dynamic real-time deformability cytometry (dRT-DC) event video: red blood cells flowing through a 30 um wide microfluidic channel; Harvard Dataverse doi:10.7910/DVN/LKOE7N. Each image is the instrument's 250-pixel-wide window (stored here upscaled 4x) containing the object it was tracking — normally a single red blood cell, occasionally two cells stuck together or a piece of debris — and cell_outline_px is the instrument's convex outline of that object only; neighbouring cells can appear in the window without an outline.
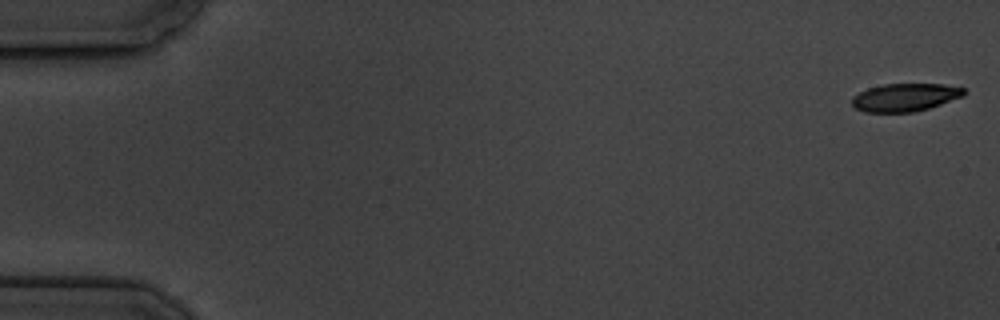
{"species": "common noctule bat (a hibernating species)", "species_latin": "Nyctalus noctula", "temperature_condition": "cold", "stored_images_in_passage": 7, "camera_frame_rate_fps": 3000, "um_per_image_px": 0.085, "animal": {"sex": "male", "body_mass_g": 19.5, "forearm_length_mm": 54.6}, "frame": {"image": 1, "passage_image": 1, "time_ms": 0.0, "image_size_px": [1000, 320], "cell_outline_px": [[968, 92], [964, 96], [928, 108], [912, 112], [864, 112], [856, 108], [852, 104], [852, 96], [868, 88], [884, 84], [944, 84], [964, 88]], "centroid_in_image_um": [76.94, 8.27], "position_along_channel_um": 8.1, "area_um2": 18.21}}
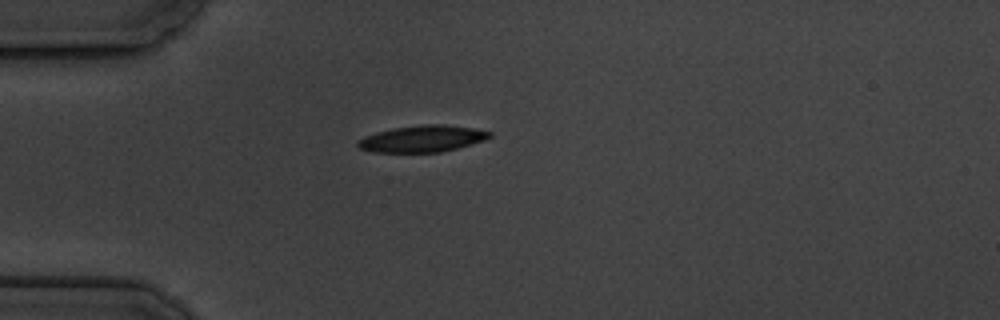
{"frame": {"image": 2, "passage_image": 5, "time_ms": 5.0, "image_size_px": [1000, 320], "cell_outline_px": [[492, 136], [484, 140], [456, 148], [440, 152], [372, 152], [360, 148], [356, 144], [356, 140], [364, 136], [376, 132], [392, 128], [424, 124], [444, 124], [472, 128], [492, 132]], "centroid_in_image_um": [35.86, 11.78], "position_along_channel_um": 49.1, "area_um2": 20.4}}